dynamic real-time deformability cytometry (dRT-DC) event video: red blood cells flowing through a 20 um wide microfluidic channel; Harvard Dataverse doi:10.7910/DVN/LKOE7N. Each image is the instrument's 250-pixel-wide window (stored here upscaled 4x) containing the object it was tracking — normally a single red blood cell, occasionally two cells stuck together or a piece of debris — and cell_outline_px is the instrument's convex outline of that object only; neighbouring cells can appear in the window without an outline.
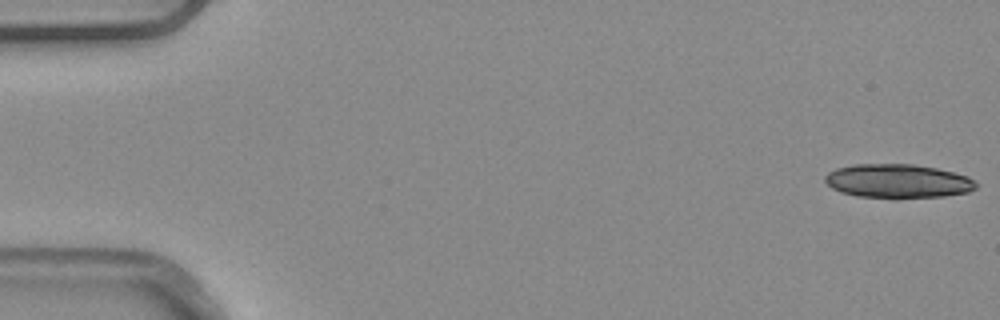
{"species": "common noctule bat (a hibernating species)", "species_latin": "Nyctalus noctula", "temperature_condition": "warm", "stored_images_in_passage": 6, "camera_frame_rate_fps": 3000, "um_per_image_px": 0.085, "animal": {"sex": "male", "body_mass_g": 20.4}, "frame": {"image": 1, "passage_image": 1, "time_ms": 0.0, "image_size_px": [1000, 320], "cell_outline_px": [[980, 184], [976, 188], [968, 192], [944, 196], [896, 200], [892, 200], [856, 196], [840, 192], [832, 188], [824, 180], [824, 176], [828, 172], [836, 168], [852, 164], [912, 164], [936, 168], [968, 176]], "centroid_in_image_um": [76.31, 15.42], "position_along_channel_um": 8.7, "area_um2": 30.69}}
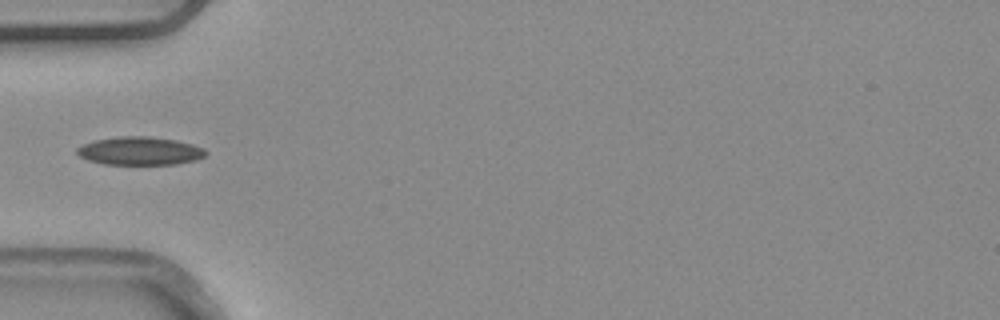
{"frame": {"image": 2, "passage_image": 5, "time_ms": 1.333, "image_size_px": [1000, 320], "cell_outline_px": [[208, 152], [204, 156], [196, 160], [176, 164], [104, 164], [88, 160], [80, 156], [76, 152], [76, 148], [92, 140], [120, 136], [148, 136], [176, 140], [192, 144], [204, 148]], "centroid_in_image_um": [11.89, 12.82], "position_along_channel_um": 73.1, "area_um2": 21.21}}